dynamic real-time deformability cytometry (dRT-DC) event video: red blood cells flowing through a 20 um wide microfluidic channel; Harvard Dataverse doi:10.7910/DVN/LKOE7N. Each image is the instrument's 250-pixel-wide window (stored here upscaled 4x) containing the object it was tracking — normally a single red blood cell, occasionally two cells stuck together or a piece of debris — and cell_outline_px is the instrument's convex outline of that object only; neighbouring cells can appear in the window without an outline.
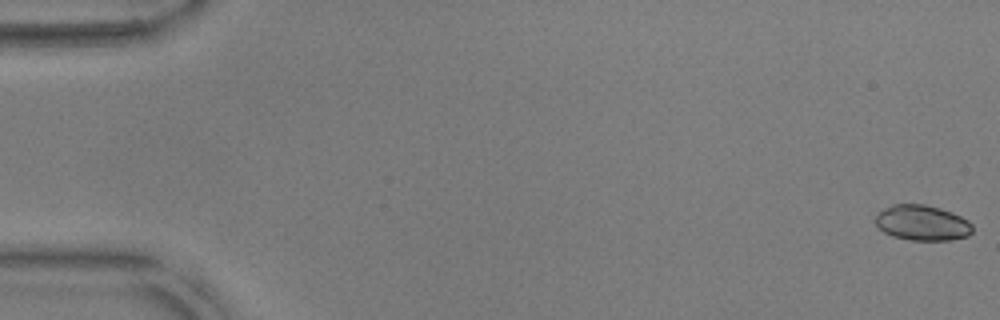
{"species": "common noctule bat (a hibernating species)", "species_latin": "Nyctalus noctula", "temperature_condition": "warm", "stored_images_in_passage": 46, "camera_frame_rate_fps": 3000, "um_per_image_px": 0.085, "animal": {"sex": "male", "body_mass_g": 17.9, "forearm_length_mm": 54.2}, "frame": {"image": 1, "passage_image": 1, "time_ms": 0.0, "image_size_px": [1000, 320], "cell_outline_px": [[972, 232], [968, 236], [952, 240], [908, 240], [892, 236], [884, 232], [876, 224], [876, 216], [884, 208], [892, 204], [924, 204], [940, 208], [952, 212], [968, 220], [972, 224]], "centroid_in_image_um": [78.41, 18.94], "position_along_channel_um": 6.6, "area_um2": 20.06}}
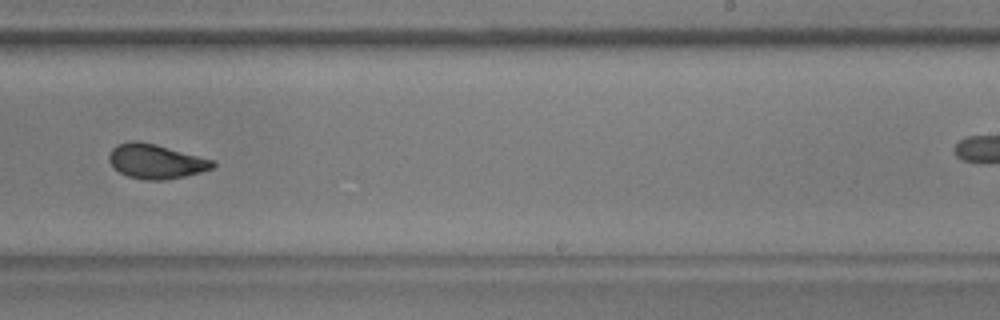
{"frame": {"image": 2, "passage_image": 34, "time_ms": 11.0, "image_size_px": [1000, 320], "cell_outline_px": [[216, 164], [212, 168], [200, 172], [184, 176], [164, 180], [144, 180], [128, 176], [120, 172], [108, 160], [108, 156], [112, 148], [120, 144], [132, 140], [140, 140], [156, 144], [212, 160]], "centroid_in_image_um": [13.22, 13.71], "position_along_channel_um": 275.8, "area_um2": 20.58}}
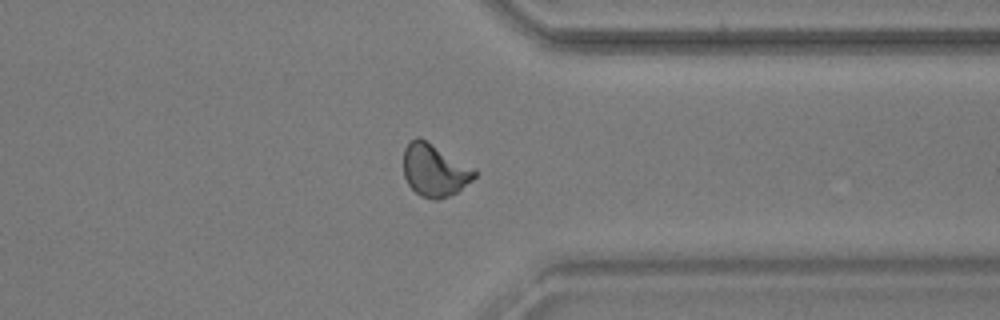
{"frame": {"image": 3, "passage_image": 42, "time_ms": 13.667, "image_size_px": [1000, 320], "cell_outline_px": [[476, 176], [472, 180], [456, 192], [448, 196], [436, 200], [432, 200], [420, 196], [408, 184], [404, 176], [404, 148], [416, 136], [424, 140], [476, 168]], "centroid_in_image_um": [36.94, 14.49], "position_along_channel_um": 374.5, "area_um2": 21.5}}